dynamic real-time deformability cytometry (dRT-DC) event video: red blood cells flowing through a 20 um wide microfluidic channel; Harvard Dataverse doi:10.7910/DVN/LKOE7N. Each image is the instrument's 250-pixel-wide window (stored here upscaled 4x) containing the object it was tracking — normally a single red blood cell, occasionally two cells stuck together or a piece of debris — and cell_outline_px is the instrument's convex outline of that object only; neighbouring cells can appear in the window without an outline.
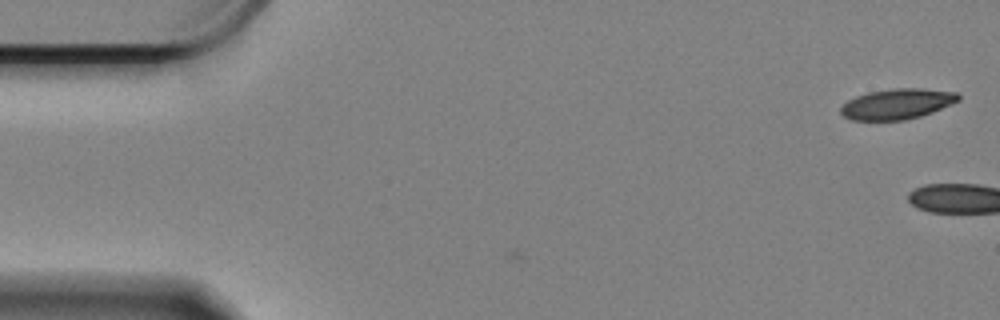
{"species": "Egyptian fruit bat (a non-hibernating species)", "species_latin": "Rousettus aegyptiacus", "temperature_condition": "cold", "stored_images_in_passage": 6, "camera_frame_rate_fps": 3000, "um_per_image_px": 0.085, "animal": {"sex": "female"}, "frame": {"image": 1, "passage_image": 6, "time_ms": 1.667, "image_size_px": [1000, 320], "cell_outline_px": [[960, 100], [952, 104], [932, 112], [920, 116], [904, 120], [852, 120], [844, 116], [840, 112], [840, 108], [848, 100], [856, 96], [868, 92], [892, 88], [920, 88], [956, 92], [960, 96]], "centroid_in_image_um": [76.26, 8.83], "position_along_channel_um": 8.7, "area_um2": 20.87}}